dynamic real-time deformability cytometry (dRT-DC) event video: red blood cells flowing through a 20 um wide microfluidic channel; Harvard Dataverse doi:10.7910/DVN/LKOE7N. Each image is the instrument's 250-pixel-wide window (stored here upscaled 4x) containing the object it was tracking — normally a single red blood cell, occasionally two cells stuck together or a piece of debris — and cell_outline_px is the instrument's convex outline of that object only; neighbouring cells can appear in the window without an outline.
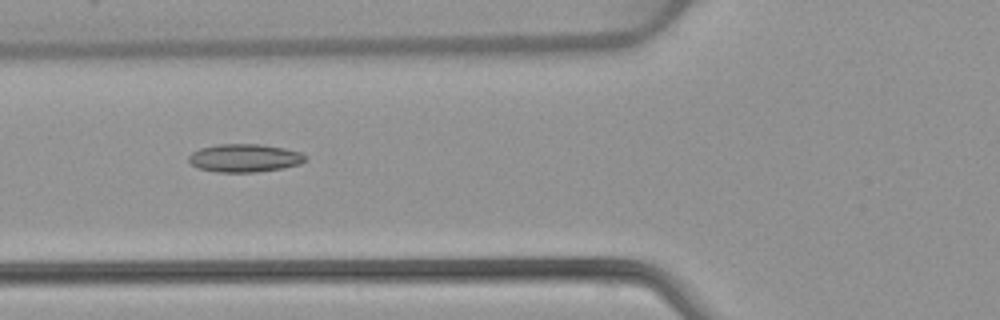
{"species": "common noctule bat (a hibernating species)", "species_latin": "Nyctalus noctula", "temperature_condition": "warm", "stored_images_in_passage": 52, "camera_frame_rate_fps": 3000, "um_per_image_px": 0.085, "animal": {"sex": "female", "body_mass_g": 22.7, "forearm_length_mm": 54.2}, "frame": {"image": 1, "passage_image": 20, "time_ms": 6.333, "image_size_px": [1000, 320], "cell_outline_px": [[308, 160], [300, 164], [284, 168], [256, 172], [216, 172], [196, 168], [188, 160], [188, 156], [192, 152], [200, 148], [220, 144], [260, 144], [284, 148], [300, 152], [308, 156]], "centroid_in_image_um": [20.81, 13.44], "position_along_channel_um": 105.0, "area_um2": 19.31}}
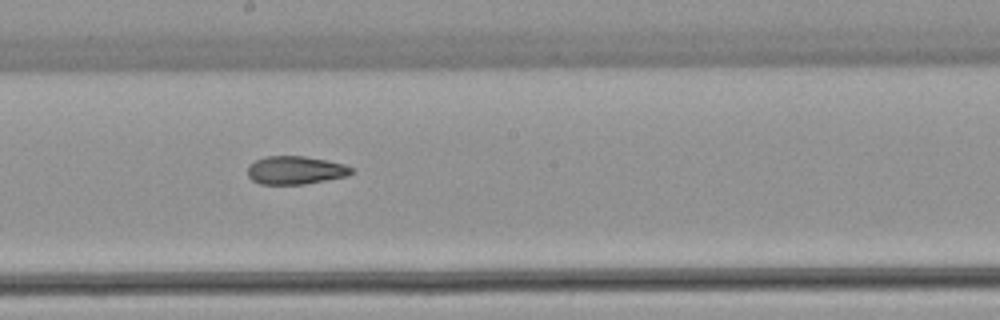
{"frame": {"image": 2, "passage_image": 29, "time_ms": 9.333, "image_size_px": [1000, 320], "cell_outline_px": [[356, 168], [348, 176], [304, 184], [260, 184], [252, 180], [248, 176], [248, 164], [264, 156], [304, 156], [344, 164]], "centroid_in_image_um": [25.11, 14.46], "position_along_channel_um": 223.1, "area_um2": 17.11}}
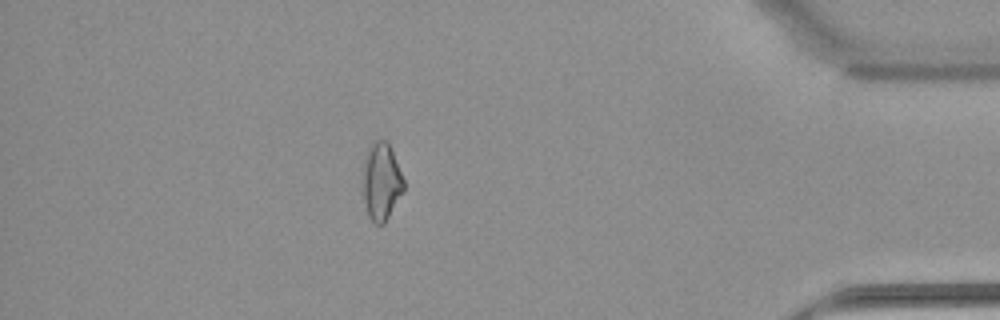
{"frame": {"image": 3, "passage_image": 46, "time_ms": 15.0, "image_size_px": [1000, 320], "cell_outline_px": [[404, 192], [384, 224], [376, 224], [368, 216], [364, 200], [364, 160], [368, 144], [372, 140], [388, 140], [404, 180]], "centroid_in_image_um": [32.43, 15.4], "position_along_channel_um": 402.8, "area_um2": 18.55}, "authors_computed_cell_mechanics": {"area_um2": 18.4093, "velocity_mm_per_s": 3.9302, "shape_relaxation_time_tau1_ms": null, "shape_relaxation_time_tau2_ms": 2.8582, "deformation_change_tau1": null, "deformation_change_tau2": 0.1012}}